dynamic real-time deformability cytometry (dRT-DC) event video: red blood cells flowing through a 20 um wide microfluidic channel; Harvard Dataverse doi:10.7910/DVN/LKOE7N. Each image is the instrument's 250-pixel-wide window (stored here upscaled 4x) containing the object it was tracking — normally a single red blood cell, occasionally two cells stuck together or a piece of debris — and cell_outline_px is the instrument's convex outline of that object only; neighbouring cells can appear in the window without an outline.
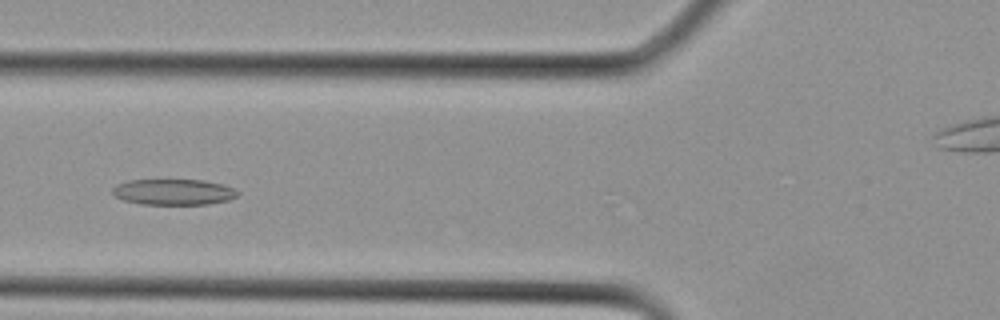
{"species": "Egyptian fruit bat (a non-hibernating species)", "species_latin": "Rousettus aegyptiacus", "temperature_condition": "cold", "stored_images_in_passage": 29, "camera_frame_rate_fps": 3000, "um_per_image_px": 0.085, "animal": {"sex": "female"}, "frame": {"image": 1, "passage_image": 10, "time_ms": 3.0, "image_size_px": [1000, 320], "cell_outline_px": [[240, 192], [236, 196], [228, 200], [208, 204], [140, 204], [124, 200], [116, 196], [112, 192], [112, 188], [116, 184], [128, 180], [204, 180], [220, 184], [232, 188]], "centroid_in_image_um": [14.72, 16.31], "position_along_channel_um": 111.1, "area_um2": 18.73}}
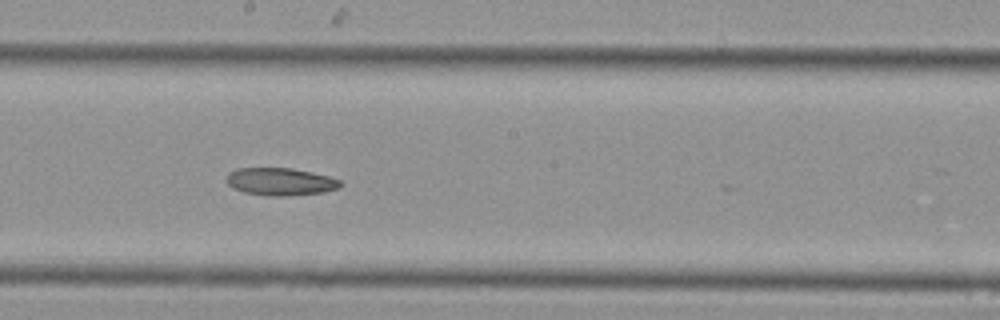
{"frame": {"image": 2, "passage_image": 15, "time_ms": 4.667, "image_size_px": [1000, 320], "cell_outline_px": [[344, 184], [340, 188], [320, 192], [288, 196], [268, 196], [244, 192], [232, 188], [228, 184], [228, 172], [236, 168], [292, 168], [328, 176], [340, 180]], "centroid_in_image_um": [23.83, 15.44], "position_along_channel_um": 224.4, "area_um2": 18.26}}
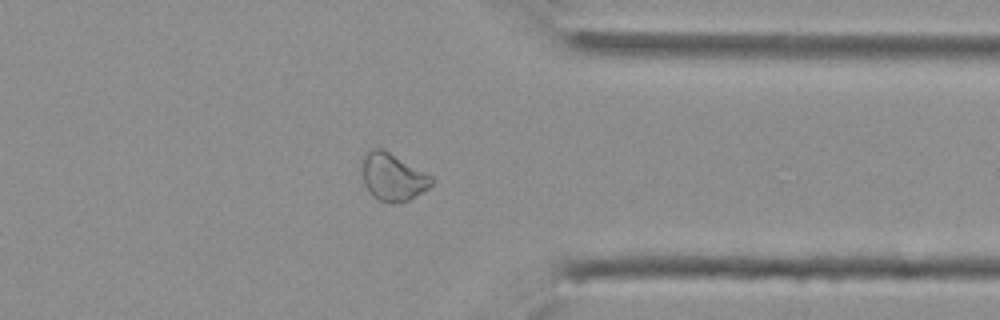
{"frame": {"image": 3, "passage_image": 22, "time_ms": 7.0, "image_size_px": [1000, 320], "cell_outline_px": [[436, 180], [428, 188], [408, 200], [392, 204], [380, 200], [372, 196], [364, 184], [360, 164], [364, 156], [372, 148], [380, 148], [388, 152], [432, 176]], "centroid_in_image_um": [33.36, 15.06], "position_along_channel_um": 378.0, "area_um2": 19.07}}